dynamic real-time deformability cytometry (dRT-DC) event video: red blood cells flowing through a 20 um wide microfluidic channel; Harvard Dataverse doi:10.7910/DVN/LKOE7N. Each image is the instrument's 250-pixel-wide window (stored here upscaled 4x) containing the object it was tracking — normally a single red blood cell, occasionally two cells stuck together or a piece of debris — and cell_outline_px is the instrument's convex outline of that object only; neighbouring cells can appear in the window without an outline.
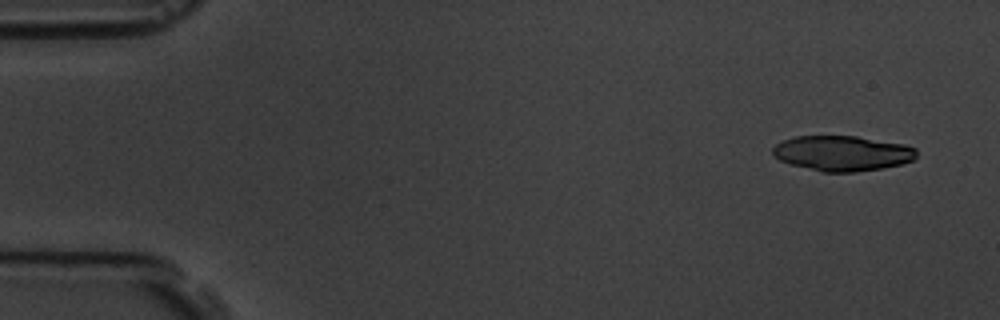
{"species": "common noctule bat (a hibernating species)", "species_latin": "Nyctalus noctula", "temperature_condition": "room temperature", "stored_images_in_passage": 7, "camera_frame_rate_fps": 3000, "um_per_image_px": 0.085, "animal": {"sex": "male", "body_mass_g": 19.5, "forearm_length_mm": 54.6}, "frame": {"image": 1, "passage_image": 1, "time_ms": 0.0, "image_size_px": [1000, 320], "cell_outline_px": [[916, 156], [912, 160], [900, 164], [880, 168], [856, 172], [824, 172], [788, 164], [772, 156], [772, 148], [776, 144], [784, 140], [796, 136], [856, 136], [904, 144], [916, 148]], "centroid_in_image_um": [71.56, 13.03], "position_along_channel_um": 13.4, "area_um2": 29.48}}